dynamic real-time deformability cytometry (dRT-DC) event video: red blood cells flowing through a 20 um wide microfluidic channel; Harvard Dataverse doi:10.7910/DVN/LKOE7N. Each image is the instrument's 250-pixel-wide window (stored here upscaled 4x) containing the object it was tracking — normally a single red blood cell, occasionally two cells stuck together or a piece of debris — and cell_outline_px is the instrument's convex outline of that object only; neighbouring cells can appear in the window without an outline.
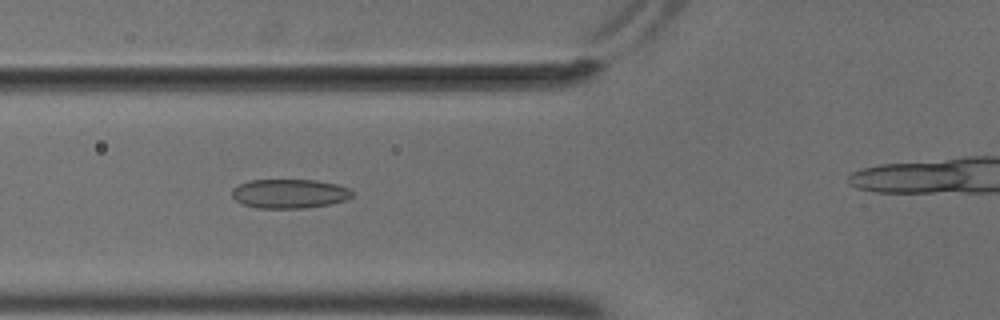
{"species": "common noctule bat (a hibernating species)", "species_latin": "Nyctalus noctula", "temperature_condition": "cold", "stored_images_in_passage": 48, "camera_frame_rate_fps": 3000, "um_per_image_px": 0.085, "animal": {"sex": "male", "body_mass_g": 18.8}, "frame": {"image": 1, "passage_image": 21, "time_ms": 6.667, "image_size_px": [1000, 320], "cell_outline_px": [[352, 196], [348, 200], [332, 204], [304, 208], [256, 208], [244, 204], [236, 200], [232, 196], [232, 188], [248, 180], [316, 180], [336, 184], [348, 188], [352, 192]], "centroid_in_image_um": [24.62, 16.46], "position_along_channel_um": 101.2, "area_um2": 20.52}}
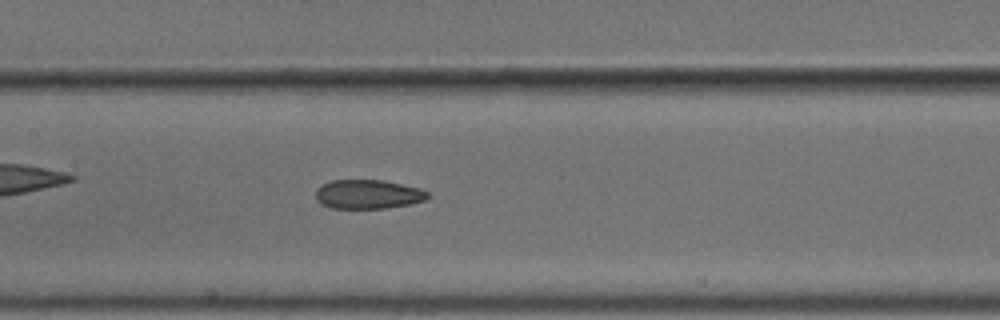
{"frame": {"image": 2, "passage_image": 27, "time_ms": 8.667, "image_size_px": [1000, 320], "cell_outline_px": [[428, 196], [424, 200], [412, 204], [384, 208], [332, 208], [320, 204], [316, 200], [316, 188], [320, 184], [332, 180], [384, 180], [420, 188], [428, 192]], "centroid_in_image_um": [31.24, 16.51], "position_along_channel_um": 176.2, "area_um2": 19.13}}
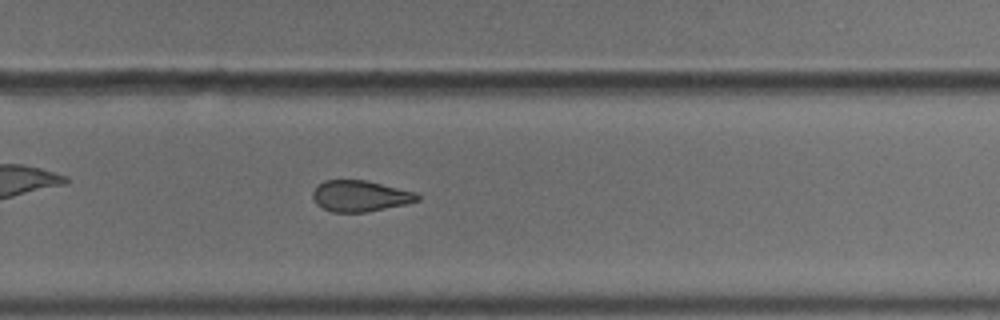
{"frame": {"image": 3, "passage_image": 37, "time_ms": 12.0, "image_size_px": [1000, 320], "cell_outline_px": [[420, 200], [408, 204], [364, 212], [332, 212], [316, 204], [312, 196], [312, 192], [324, 180], [364, 180], [416, 192], [420, 196]], "centroid_in_image_um": [30.63, 16.66], "position_along_channel_um": 299.2, "area_um2": 18.84}}